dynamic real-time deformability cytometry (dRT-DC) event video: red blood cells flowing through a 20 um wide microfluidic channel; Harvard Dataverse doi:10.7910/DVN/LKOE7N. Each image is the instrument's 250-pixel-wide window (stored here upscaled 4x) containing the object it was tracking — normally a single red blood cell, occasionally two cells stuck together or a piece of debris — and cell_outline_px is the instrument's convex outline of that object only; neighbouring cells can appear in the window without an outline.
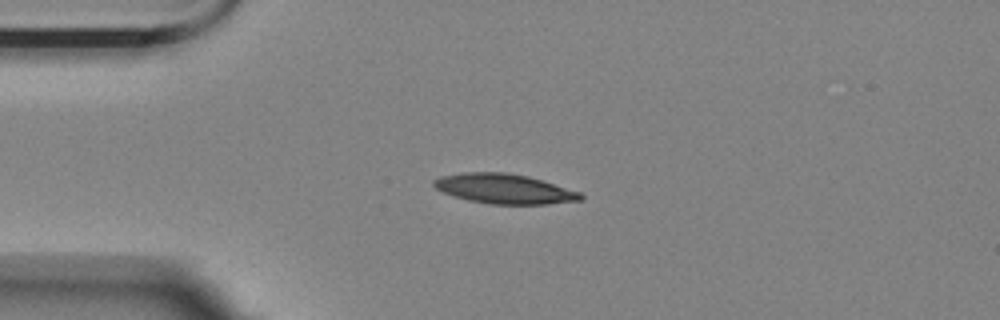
{"species": "Egyptian fruit bat (a non-hibernating species)", "species_latin": "Rousettus aegyptiacus", "temperature_condition": "room temperature", "stored_images_in_passage": 44, "camera_frame_rate_fps": 3000, "um_per_image_px": 0.085, "animal": {"sex": "female"}, "frame": {"image": 1, "passage_image": 1, "time_ms": 0.0, "image_size_px": [1000, 320], "cell_outline_px": [[584, 200], [548, 204], [488, 204], [468, 200], [452, 196], [436, 188], [432, 184], [432, 180], [440, 176], [464, 172], [504, 172], [528, 176], [580, 192], [584, 196]], "centroid_in_image_um": [42.85, 16.05], "position_along_channel_um": 42.2, "area_um2": 25.55}}
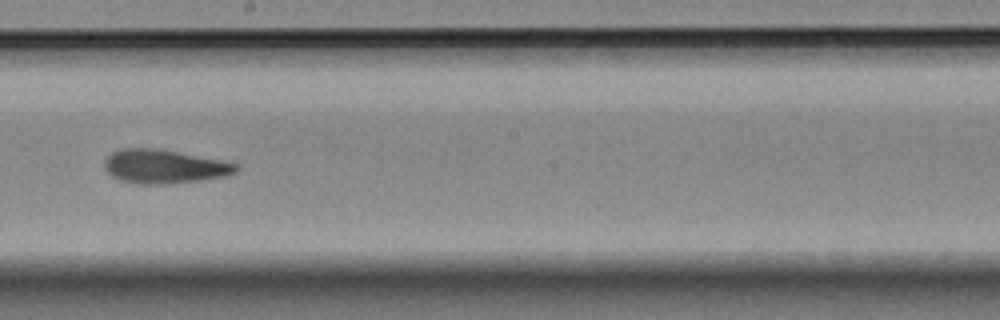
{"frame": {"image": 2, "passage_image": 19, "time_ms": 6.0, "image_size_px": [1000, 320], "cell_outline_px": [[240, 168], [236, 172], [228, 176], [200, 180], [164, 184], [136, 184], [120, 180], [112, 176], [104, 168], [104, 160], [112, 152], [124, 148], [156, 148], [224, 160], [240, 164]], "centroid_in_image_um": [14.0, 14.15], "position_along_channel_um": 234.2, "area_um2": 26.18}}
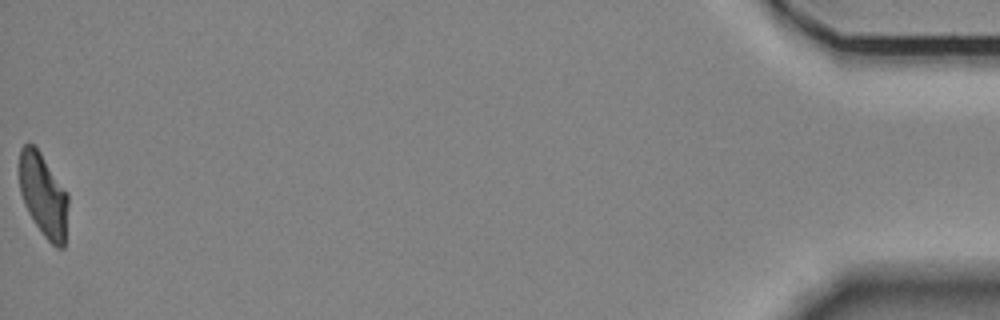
{"frame": {"image": 3, "passage_image": 44, "time_ms": 14.333, "image_size_px": [1000, 320], "cell_outline_px": [[68, 204], [64, 248], [56, 248], [44, 236], [28, 212], [24, 204], [20, 192], [20, 148], [28, 140], [40, 152], [68, 192]], "centroid_in_image_um": [3.7, 16.58], "position_along_channel_um": 431.5, "area_um2": 23.7}, "authors_computed_cell_mechanics": {"area_um2": 25.6343, "velocity_mm_per_s": 3.5348, "shape_relaxation_time_tau1_ms": 7.0856, "shape_relaxation_time_tau2_ms": 3.0633, "deformation_change_tau1": 0.1986, "deformation_change_tau2": 0.1099}}